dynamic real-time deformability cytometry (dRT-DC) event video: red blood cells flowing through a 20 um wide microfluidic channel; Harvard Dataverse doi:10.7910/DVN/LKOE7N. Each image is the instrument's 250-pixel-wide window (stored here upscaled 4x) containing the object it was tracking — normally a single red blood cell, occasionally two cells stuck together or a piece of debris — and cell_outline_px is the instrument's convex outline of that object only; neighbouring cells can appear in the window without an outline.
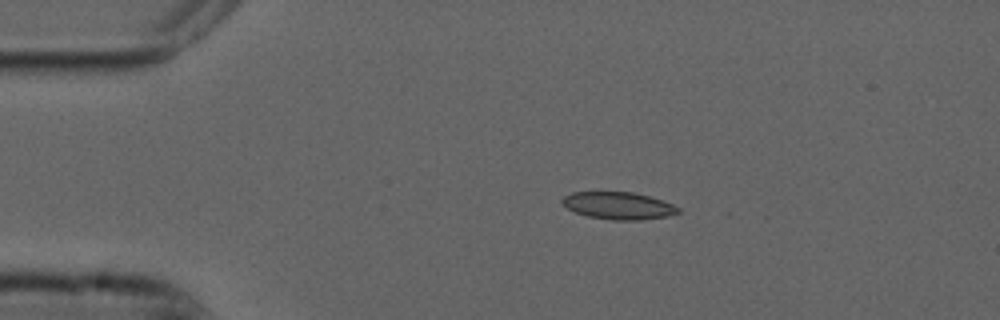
{"species": "common noctule bat (a hibernating species)", "species_latin": "Nyctalus noctula", "temperature_condition": "cold", "stored_images_in_passage": 45, "camera_frame_rate_fps": 3000, "um_per_image_px": 0.085, "animal": {"sex": "male", "forearm_length_mm": 52.5}, "frame": {"image": 1, "passage_image": 1, "time_ms": 0.0, "image_size_px": [1000, 320], "cell_outline_px": [[680, 212], [668, 216], [640, 220], [612, 220], [588, 216], [576, 212], [568, 208], [560, 200], [564, 196], [572, 192], [632, 192], [648, 196], [672, 204], [680, 208]], "centroid_in_image_um": [52.57, 17.48], "position_along_channel_um": 32.4, "area_um2": 18.26}}
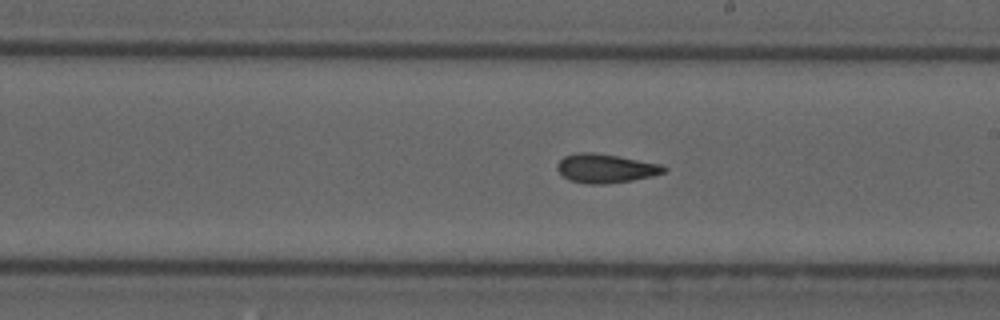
{"frame": {"image": 2, "passage_image": 21, "time_ms": 6.667, "image_size_px": [1000, 320], "cell_outline_px": [[668, 168], [664, 172], [652, 176], [632, 180], [604, 184], [588, 184], [568, 180], [556, 168], [556, 164], [564, 156], [576, 152], [592, 152], [616, 156], [660, 164]], "centroid_in_image_um": [51.44, 14.31], "position_along_channel_um": 237.6, "area_um2": 17.86}}
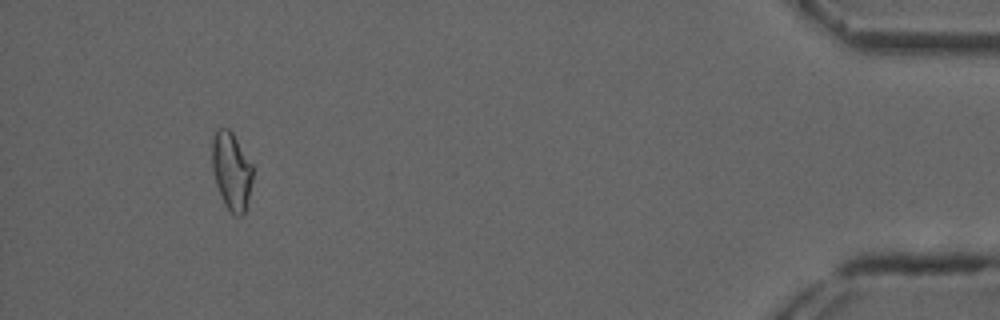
{"frame": {"image": 3, "passage_image": 41, "time_ms": 13.333, "image_size_px": [1000, 320], "cell_outline_px": [[252, 180], [244, 216], [236, 216], [224, 204], [216, 184], [212, 168], [212, 140], [216, 128], [228, 128], [232, 132], [252, 164]], "centroid_in_image_um": [19.66, 14.52], "position_along_channel_um": 415.5, "area_um2": 18.32}, "authors_computed_cell_mechanics": {"area_um2": 17.8024, "velocity_mm_per_s": 3.7362, "shape_relaxation_time_tau1_ms": null, "shape_relaxation_time_tau2_ms": 5.0591, "deformation_change_tau1": null, "deformation_change_tau2": 0.1339}}